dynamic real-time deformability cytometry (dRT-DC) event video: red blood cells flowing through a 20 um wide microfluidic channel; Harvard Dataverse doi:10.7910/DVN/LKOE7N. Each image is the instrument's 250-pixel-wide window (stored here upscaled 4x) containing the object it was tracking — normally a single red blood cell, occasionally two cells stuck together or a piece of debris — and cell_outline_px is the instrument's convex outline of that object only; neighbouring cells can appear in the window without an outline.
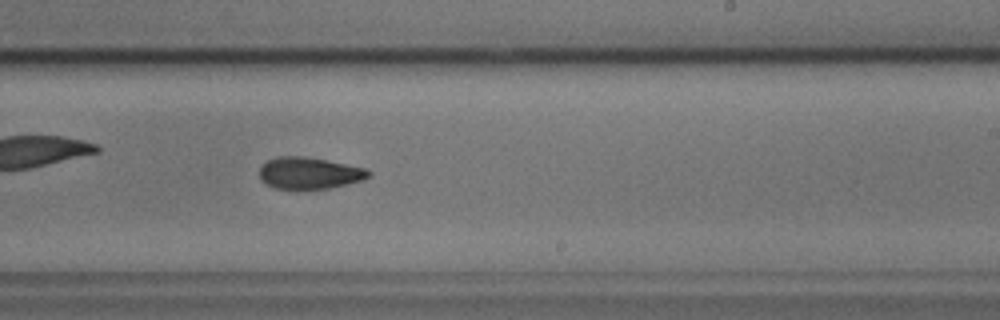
{"species": "common noctule bat (a hibernating species)", "species_latin": "Nyctalus noctula", "temperature_condition": "cold", "stored_images_in_passage": 53, "camera_frame_rate_fps": 3000, "um_per_image_px": 0.085, "animal": {"sex": "male", "body_mass_g": 17.9, "forearm_length_mm": 54.2}, "frame": {"image": 1, "passage_image": 31, "time_ms": 10.0, "image_size_px": [1000, 320], "cell_outline_px": [[372, 176], [364, 180], [332, 188], [276, 188], [260, 180], [260, 164], [276, 156], [304, 156], [328, 160], [368, 168], [372, 172]], "centroid_in_image_um": [26.35, 14.69], "position_along_channel_um": 262.7, "area_um2": 20.4}, "authors_computed_cell_mechanics": {"area_um2": 20.6924, "velocity_mm_per_s": 3.7496, "shape_relaxation_time_tau1_ms": 4.7064, "shape_relaxation_time_tau2_ms": 4.1711, "deformation_change_tau1": 0.1177, "deformation_change_tau2": 0.1013}}